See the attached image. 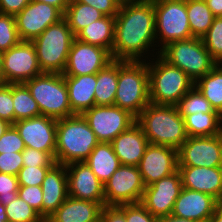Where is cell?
I'll use <instances>...</instances> for the list:
<instances>
[{
  "label": "cell",
  "mask_w": 222,
  "mask_h": 222,
  "mask_svg": "<svg viewBox=\"0 0 222 222\" xmlns=\"http://www.w3.org/2000/svg\"><path fill=\"white\" fill-rule=\"evenodd\" d=\"M105 15L96 8L78 2L77 0H70L64 18L68 21V25L76 36L83 28L89 24L103 18Z\"/></svg>",
  "instance_id": "cell-31"
},
{
  "label": "cell",
  "mask_w": 222,
  "mask_h": 222,
  "mask_svg": "<svg viewBox=\"0 0 222 222\" xmlns=\"http://www.w3.org/2000/svg\"><path fill=\"white\" fill-rule=\"evenodd\" d=\"M25 149L24 142L18 131L10 125L0 138V154L22 152Z\"/></svg>",
  "instance_id": "cell-40"
},
{
  "label": "cell",
  "mask_w": 222,
  "mask_h": 222,
  "mask_svg": "<svg viewBox=\"0 0 222 222\" xmlns=\"http://www.w3.org/2000/svg\"><path fill=\"white\" fill-rule=\"evenodd\" d=\"M155 10L153 0H137L121 4L115 16L113 60H141L154 47Z\"/></svg>",
  "instance_id": "cell-1"
},
{
  "label": "cell",
  "mask_w": 222,
  "mask_h": 222,
  "mask_svg": "<svg viewBox=\"0 0 222 222\" xmlns=\"http://www.w3.org/2000/svg\"><path fill=\"white\" fill-rule=\"evenodd\" d=\"M68 89L69 104L73 114H83L95 106L97 74L64 76Z\"/></svg>",
  "instance_id": "cell-25"
},
{
  "label": "cell",
  "mask_w": 222,
  "mask_h": 222,
  "mask_svg": "<svg viewBox=\"0 0 222 222\" xmlns=\"http://www.w3.org/2000/svg\"><path fill=\"white\" fill-rule=\"evenodd\" d=\"M0 119L14 124V107L12 100V84H0Z\"/></svg>",
  "instance_id": "cell-41"
},
{
  "label": "cell",
  "mask_w": 222,
  "mask_h": 222,
  "mask_svg": "<svg viewBox=\"0 0 222 222\" xmlns=\"http://www.w3.org/2000/svg\"><path fill=\"white\" fill-rule=\"evenodd\" d=\"M186 9L192 36L202 38L211 27L215 16L205 0H186Z\"/></svg>",
  "instance_id": "cell-32"
},
{
  "label": "cell",
  "mask_w": 222,
  "mask_h": 222,
  "mask_svg": "<svg viewBox=\"0 0 222 222\" xmlns=\"http://www.w3.org/2000/svg\"><path fill=\"white\" fill-rule=\"evenodd\" d=\"M68 196L105 206L104 185L85 162L66 165Z\"/></svg>",
  "instance_id": "cell-19"
},
{
  "label": "cell",
  "mask_w": 222,
  "mask_h": 222,
  "mask_svg": "<svg viewBox=\"0 0 222 222\" xmlns=\"http://www.w3.org/2000/svg\"><path fill=\"white\" fill-rule=\"evenodd\" d=\"M150 144L178 149L188 138L184 119L176 106L149 103L136 117Z\"/></svg>",
  "instance_id": "cell-2"
},
{
  "label": "cell",
  "mask_w": 222,
  "mask_h": 222,
  "mask_svg": "<svg viewBox=\"0 0 222 222\" xmlns=\"http://www.w3.org/2000/svg\"><path fill=\"white\" fill-rule=\"evenodd\" d=\"M133 1H137V0H118V2H120L121 4L129 3V2H133Z\"/></svg>",
  "instance_id": "cell-56"
},
{
  "label": "cell",
  "mask_w": 222,
  "mask_h": 222,
  "mask_svg": "<svg viewBox=\"0 0 222 222\" xmlns=\"http://www.w3.org/2000/svg\"><path fill=\"white\" fill-rule=\"evenodd\" d=\"M182 188L181 175L176 171L145 187L140 203L157 218L170 215Z\"/></svg>",
  "instance_id": "cell-18"
},
{
  "label": "cell",
  "mask_w": 222,
  "mask_h": 222,
  "mask_svg": "<svg viewBox=\"0 0 222 222\" xmlns=\"http://www.w3.org/2000/svg\"><path fill=\"white\" fill-rule=\"evenodd\" d=\"M157 57L159 58L155 64L148 63L150 103L176 106L195 82L184 71L170 65L159 54Z\"/></svg>",
  "instance_id": "cell-5"
},
{
  "label": "cell",
  "mask_w": 222,
  "mask_h": 222,
  "mask_svg": "<svg viewBox=\"0 0 222 222\" xmlns=\"http://www.w3.org/2000/svg\"><path fill=\"white\" fill-rule=\"evenodd\" d=\"M13 126L25 147L49 153L55 159L57 119L39 115L17 121Z\"/></svg>",
  "instance_id": "cell-16"
},
{
  "label": "cell",
  "mask_w": 222,
  "mask_h": 222,
  "mask_svg": "<svg viewBox=\"0 0 222 222\" xmlns=\"http://www.w3.org/2000/svg\"><path fill=\"white\" fill-rule=\"evenodd\" d=\"M24 84L37 102L41 115L57 120L74 115L63 74L43 73Z\"/></svg>",
  "instance_id": "cell-8"
},
{
  "label": "cell",
  "mask_w": 222,
  "mask_h": 222,
  "mask_svg": "<svg viewBox=\"0 0 222 222\" xmlns=\"http://www.w3.org/2000/svg\"><path fill=\"white\" fill-rule=\"evenodd\" d=\"M75 38L68 21L62 18L32 41L43 73L63 74Z\"/></svg>",
  "instance_id": "cell-6"
},
{
  "label": "cell",
  "mask_w": 222,
  "mask_h": 222,
  "mask_svg": "<svg viewBox=\"0 0 222 222\" xmlns=\"http://www.w3.org/2000/svg\"><path fill=\"white\" fill-rule=\"evenodd\" d=\"M41 188L42 217L46 220L68 197L66 165L55 163L46 173Z\"/></svg>",
  "instance_id": "cell-22"
},
{
  "label": "cell",
  "mask_w": 222,
  "mask_h": 222,
  "mask_svg": "<svg viewBox=\"0 0 222 222\" xmlns=\"http://www.w3.org/2000/svg\"><path fill=\"white\" fill-rule=\"evenodd\" d=\"M188 137L216 136L222 133V116L219 113H194L184 118Z\"/></svg>",
  "instance_id": "cell-29"
},
{
  "label": "cell",
  "mask_w": 222,
  "mask_h": 222,
  "mask_svg": "<svg viewBox=\"0 0 222 222\" xmlns=\"http://www.w3.org/2000/svg\"><path fill=\"white\" fill-rule=\"evenodd\" d=\"M18 177L0 172V203L4 206L18 197Z\"/></svg>",
  "instance_id": "cell-39"
},
{
  "label": "cell",
  "mask_w": 222,
  "mask_h": 222,
  "mask_svg": "<svg viewBox=\"0 0 222 222\" xmlns=\"http://www.w3.org/2000/svg\"><path fill=\"white\" fill-rule=\"evenodd\" d=\"M90 5L103 13L105 16L115 17L119 12L121 3L118 0H77Z\"/></svg>",
  "instance_id": "cell-46"
},
{
  "label": "cell",
  "mask_w": 222,
  "mask_h": 222,
  "mask_svg": "<svg viewBox=\"0 0 222 222\" xmlns=\"http://www.w3.org/2000/svg\"><path fill=\"white\" fill-rule=\"evenodd\" d=\"M22 167V152L0 154V172L17 176Z\"/></svg>",
  "instance_id": "cell-44"
},
{
  "label": "cell",
  "mask_w": 222,
  "mask_h": 222,
  "mask_svg": "<svg viewBox=\"0 0 222 222\" xmlns=\"http://www.w3.org/2000/svg\"><path fill=\"white\" fill-rule=\"evenodd\" d=\"M18 196L42 216L43 194L41 186H19Z\"/></svg>",
  "instance_id": "cell-43"
},
{
  "label": "cell",
  "mask_w": 222,
  "mask_h": 222,
  "mask_svg": "<svg viewBox=\"0 0 222 222\" xmlns=\"http://www.w3.org/2000/svg\"><path fill=\"white\" fill-rule=\"evenodd\" d=\"M84 162L103 184L121 165L112 144L105 142H99Z\"/></svg>",
  "instance_id": "cell-26"
},
{
  "label": "cell",
  "mask_w": 222,
  "mask_h": 222,
  "mask_svg": "<svg viewBox=\"0 0 222 222\" xmlns=\"http://www.w3.org/2000/svg\"><path fill=\"white\" fill-rule=\"evenodd\" d=\"M159 49L158 53L165 61L180 68L194 82L217 65L204 46L202 38L176 40Z\"/></svg>",
  "instance_id": "cell-7"
},
{
  "label": "cell",
  "mask_w": 222,
  "mask_h": 222,
  "mask_svg": "<svg viewBox=\"0 0 222 222\" xmlns=\"http://www.w3.org/2000/svg\"><path fill=\"white\" fill-rule=\"evenodd\" d=\"M0 84H4L3 72H2V54L0 53Z\"/></svg>",
  "instance_id": "cell-55"
},
{
  "label": "cell",
  "mask_w": 222,
  "mask_h": 222,
  "mask_svg": "<svg viewBox=\"0 0 222 222\" xmlns=\"http://www.w3.org/2000/svg\"><path fill=\"white\" fill-rule=\"evenodd\" d=\"M220 204L209 194L182 188L171 214L197 222H208Z\"/></svg>",
  "instance_id": "cell-20"
},
{
  "label": "cell",
  "mask_w": 222,
  "mask_h": 222,
  "mask_svg": "<svg viewBox=\"0 0 222 222\" xmlns=\"http://www.w3.org/2000/svg\"><path fill=\"white\" fill-rule=\"evenodd\" d=\"M64 14L56 7L38 1L29 4L15 16L21 41H33L48 26L59 22Z\"/></svg>",
  "instance_id": "cell-15"
},
{
  "label": "cell",
  "mask_w": 222,
  "mask_h": 222,
  "mask_svg": "<svg viewBox=\"0 0 222 222\" xmlns=\"http://www.w3.org/2000/svg\"><path fill=\"white\" fill-rule=\"evenodd\" d=\"M0 222H8L5 206L0 203Z\"/></svg>",
  "instance_id": "cell-54"
},
{
  "label": "cell",
  "mask_w": 222,
  "mask_h": 222,
  "mask_svg": "<svg viewBox=\"0 0 222 222\" xmlns=\"http://www.w3.org/2000/svg\"><path fill=\"white\" fill-rule=\"evenodd\" d=\"M99 222H127L125 204L119 206H103Z\"/></svg>",
  "instance_id": "cell-47"
},
{
  "label": "cell",
  "mask_w": 222,
  "mask_h": 222,
  "mask_svg": "<svg viewBox=\"0 0 222 222\" xmlns=\"http://www.w3.org/2000/svg\"><path fill=\"white\" fill-rule=\"evenodd\" d=\"M205 2L215 17L222 16V0H205Z\"/></svg>",
  "instance_id": "cell-50"
},
{
  "label": "cell",
  "mask_w": 222,
  "mask_h": 222,
  "mask_svg": "<svg viewBox=\"0 0 222 222\" xmlns=\"http://www.w3.org/2000/svg\"><path fill=\"white\" fill-rule=\"evenodd\" d=\"M137 167L147 187L178 171L177 149L149 143Z\"/></svg>",
  "instance_id": "cell-17"
},
{
  "label": "cell",
  "mask_w": 222,
  "mask_h": 222,
  "mask_svg": "<svg viewBox=\"0 0 222 222\" xmlns=\"http://www.w3.org/2000/svg\"><path fill=\"white\" fill-rule=\"evenodd\" d=\"M158 222H197V221L186 218H180L170 214L167 216L159 217Z\"/></svg>",
  "instance_id": "cell-51"
},
{
  "label": "cell",
  "mask_w": 222,
  "mask_h": 222,
  "mask_svg": "<svg viewBox=\"0 0 222 222\" xmlns=\"http://www.w3.org/2000/svg\"><path fill=\"white\" fill-rule=\"evenodd\" d=\"M49 4L58 8L63 14L66 12L70 0H31Z\"/></svg>",
  "instance_id": "cell-49"
},
{
  "label": "cell",
  "mask_w": 222,
  "mask_h": 222,
  "mask_svg": "<svg viewBox=\"0 0 222 222\" xmlns=\"http://www.w3.org/2000/svg\"><path fill=\"white\" fill-rule=\"evenodd\" d=\"M176 107L183 118L186 115L200 112L218 113L195 85L179 100Z\"/></svg>",
  "instance_id": "cell-34"
},
{
  "label": "cell",
  "mask_w": 222,
  "mask_h": 222,
  "mask_svg": "<svg viewBox=\"0 0 222 222\" xmlns=\"http://www.w3.org/2000/svg\"><path fill=\"white\" fill-rule=\"evenodd\" d=\"M125 217L127 222H158L141 203L125 204Z\"/></svg>",
  "instance_id": "cell-45"
},
{
  "label": "cell",
  "mask_w": 222,
  "mask_h": 222,
  "mask_svg": "<svg viewBox=\"0 0 222 222\" xmlns=\"http://www.w3.org/2000/svg\"><path fill=\"white\" fill-rule=\"evenodd\" d=\"M14 123L41 115L37 102L24 83L12 84Z\"/></svg>",
  "instance_id": "cell-33"
},
{
  "label": "cell",
  "mask_w": 222,
  "mask_h": 222,
  "mask_svg": "<svg viewBox=\"0 0 222 222\" xmlns=\"http://www.w3.org/2000/svg\"><path fill=\"white\" fill-rule=\"evenodd\" d=\"M2 54L4 83L20 84L43 74L32 41H20Z\"/></svg>",
  "instance_id": "cell-11"
},
{
  "label": "cell",
  "mask_w": 222,
  "mask_h": 222,
  "mask_svg": "<svg viewBox=\"0 0 222 222\" xmlns=\"http://www.w3.org/2000/svg\"><path fill=\"white\" fill-rule=\"evenodd\" d=\"M149 103L146 60H118V84L114 105L137 117Z\"/></svg>",
  "instance_id": "cell-4"
},
{
  "label": "cell",
  "mask_w": 222,
  "mask_h": 222,
  "mask_svg": "<svg viewBox=\"0 0 222 222\" xmlns=\"http://www.w3.org/2000/svg\"><path fill=\"white\" fill-rule=\"evenodd\" d=\"M23 166H53L55 159L46 152L25 147L22 151Z\"/></svg>",
  "instance_id": "cell-42"
},
{
  "label": "cell",
  "mask_w": 222,
  "mask_h": 222,
  "mask_svg": "<svg viewBox=\"0 0 222 222\" xmlns=\"http://www.w3.org/2000/svg\"><path fill=\"white\" fill-rule=\"evenodd\" d=\"M8 222H45L27 202L17 197L5 206Z\"/></svg>",
  "instance_id": "cell-35"
},
{
  "label": "cell",
  "mask_w": 222,
  "mask_h": 222,
  "mask_svg": "<svg viewBox=\"0 0 222 222\" xmlns=\"http://www.w3.org/2000/svg\"><path fill=\"white\" fill-rule=\"evenodd\" d=\"M177 152L178 166L222 167V133L188 137Z\"/></svg>",
  "instance_id": "cell-13"
},
{
  "label": "cell",
  "mask_w": 222,
  "mask_h": 222,
  "mask_svg": "<svg viewBox=\"0 0 222 222\" xmlns=\"http://www.w3.org/2000/svg\"><path fill=\"white\" fill-rule=\"evenodd\" d=\"M208 222H222V203L215 209Z\"/></svg>",
  "instance_id": "cell-52"
},
{
  "label": "cell",
  "mask_w": 222,
  "mask_h": 222,
  "mask_svg": "<svg viewBox=\"0 0 222 222\" xmlns=\"http://www.w3.org/2000/svg\"><path fill=\"white\" fill-rule=\"evenodd\" d=\"M99 143L81 114L57 120L55 162H84Z\"/></svg>",
  "instance_id": "cell-3"
},
{
  "label": "cell",
  "mask_w": 222,
  "mask_h": 222,
  "mask_svg": "<svg viewBox=\"0 0 222 222\" xmlns=\"http://www.w3.org/2000/svg\"><path fill=\"white\" fill-rule=\"evenodd\" d=\"M202 40L210 56L217 63H222V16L214 18Z\"/></svg>",
  "instance_id": "cell-36"
},
{
  "label": "cell",
  "mask_w": 222,
  "mask_h": 222,
  "mask_svg": "<svg viewBox=\"0 0 222 222\" xmlns=\"http://www.w3.org/2000/svg\"><path fill=\"white\" fill-rule=\"evenodd\" d=\"M103 185L106 206L140 203L145 190L138 167L123 164Z\"/></svg>",
  "instance_id": "cell-10"
},
{
  "label": "cell",
  "mask_w": 222,
  "mask_h": 222,
  "mask_svg": "<svg viewBox=\"0 0 222 222\" xmlns=\"http://www.w3.org/2000/svg\"><path fill=\"white\" fill-rule=\"evenodd\" d=\"M113 61L111 53L98 46L74 39L63 72L64 76L97 74Z\"/></svg>",
  "instance_id": "cell-14"
},
{
  "label": "cell",
  "mask_w": 222,
  "mask_h": 222,
  "mask_svg": "<svg viewBox=\"0 0 222 222\" xmlns=\"http://www.w3.org/2000/svg\"><path fill=\"white\" fill-rule=\"evenodd\" d=\"M31 0H0V13L16 16Z\"/></svg>",
  "instance_id": "cell-48"
},
{
  "label": "cell",
  "mask_w": 222,
  "mask_h": 222,
  "mask_svg": "<svg viewBox=\"0 0 222 222\" xmlns=\"http://www.w3.org/2000/svg\"><path fill=\"white\" fill-rule=\"evenodd\" d=\"M76 39L107 49L111 55L115 40V17L104 16L83 28Z\"/></svg>",
  "instance_id": "cell-27"
},
{
  "label": "cell",
  "mask_w": 222,
  "mask_h": 222,
  "mask_svg": "<svg viewBox=\"0 0 222 222\" xmlns=\"http://www.w3.org/2000/svg\"><path fill=\"white\" fill-rule=\"evenodd\" d=\"M10 125L6 120L0 119V138Z\"/></svg>",
  "instance_id": "cell-53"
},
{
  "label": "cell",
  "mask_w": 222,
  "mask_h": 222,
  "mask_svg": "<svg viewBox=\"0 0 222 222\" xmlns=\"http://www.w3.org/2000/svg\"><path fill=\"white\" fill-rule=\"evenodd\" d=\"M111 144L121 164L138 166L149 141L140 125L135 122L113 139Z\"/></svg>",
  "instance_id": "cell-23"
},
{
  "label": "cell",
  "mask_w": 222,
  "mask_h": 222,
  "mask_svg": "<svg viewBox=\"0 0 222 222\" xmlns=\"http://www.w3.org/2000/svg\"><path fill=\"white\" fill-rule=\"evenodd\" d=\"M118 84V60H113L104 69L97 73L95 87V105H114L115 94Z\"/></svg>",
  "instance_id": "cell-28"
},
{
  "label": "cell",
  "mask_w": 222,
  "mask_h": 222,
  "mask_svg": "<svg viewBox=\"0 0 222 222\" xmlns=\"http://www.w3.org/2000/svg\"><path fill=\"white\" fill-rule=\"evenodd\" d=\"M20 41L15 16L0 13V53L8 51Z\"/></svg>",
  "instance_id": "cell-37"
},
{
  "label": "cell",
  "mask_w": 222,
  "mask_h": 222,
  "mask_svg": "<svg viewBox=\"0 0 222 222\" xmlns=\"http://www.w3.org/2000/svg\"><path fill=\"white\" fill-rule=\"evenodd\" d=\"M195 86L222 116V63H217L210 72L199 78Z\"/></svg>",
  "instance_id": "cell-30"
},
{
  "label": "cell",
  "mask_w": 222,
  "mask_h": 222,
  "mask_svg": "<svg viewBox=\"0 0 222 222\" xmlns=\"http://www.w3.org/2000/svg\"><path fill=\"white\" fill-rule=\"evenodd\" d=\"M83 117L99 142L111 143L136 122V117L118 106H93Z\"/></svg>",
  "instance_id": "cell-12"
},
{
  "label": "cell",
  "mask_w": 222,
  "mask_h": 222,
  "mask_svg": "<svg viewBox=\"0 0 222 222\" xmlns=\"http://www.w3.org/2000/svg\"><path fill=\"white\" fill-rule=\"evenodd\" d=\"M52 166H23L17 177L19 186H41Z\"/></svg>",
  "instance_id": "cell-38"
},
{
  "label": "cell",
  "mask_w": 222,
  "mask_h": 222,
  "mask_svg": "<svg viewBox=\"0 0 222 222\" xmlns=\"http://www.w3.org/2000/svg\"><path fill=\"white\" fill-rule=\"evenodd\" d=\"M182 187L203 192L222 203V167L178 166Z\"/></svg>",
  "instance_id": "cell-21"
},
{
  "label": "cell",
  "mask_w": 222,
  "mask_h": 222,
  "mask_svg": "<svg viewBox=\"0 0 222 222\" xmlns=\"http://www.w3.org/2000/svg\"><path fill=\"white\" fill-rule=\"evenodd\" d=\"M102 208L98 202L68 196L45 222H99Z\"/></svg>",
  "instance_id": "cell-24"
},
{
  "label": "cell",
  "mask_w": 222,
  "mask_h": 222,
  "mask_svg": "<svg viewBox=\"0 0 222 222\" xmlns=\"http://www.w3.org/2000/svg\"><path fill=\"white\" fill-rule=\"evenodd\" d=\"M153 7L155 35L163 44L162 48L170 42L193 37L187 17L186 0H153Z\"/></svg>",
  "instance_id": "cell-9"
}]
</instances>
